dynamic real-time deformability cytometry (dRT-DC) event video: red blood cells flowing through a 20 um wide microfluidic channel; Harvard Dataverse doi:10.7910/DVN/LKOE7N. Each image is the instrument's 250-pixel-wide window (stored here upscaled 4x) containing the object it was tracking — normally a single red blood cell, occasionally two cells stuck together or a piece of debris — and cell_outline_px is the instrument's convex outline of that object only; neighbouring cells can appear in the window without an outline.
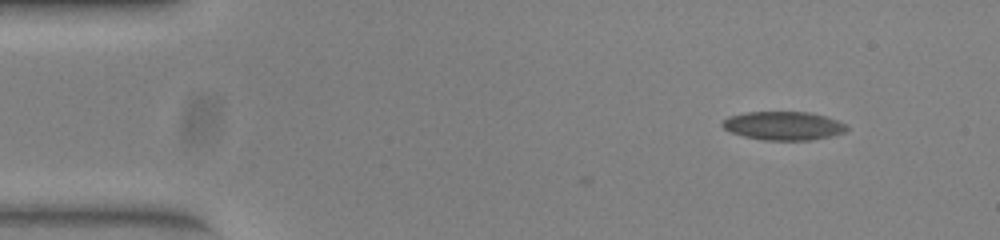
{"species": "common noctule bat (a hibernating species)", "species_latin": "Nyctalus noctula", "temperature_condition": "warm", "stored_images_in_passage": 3, "camera_frame_rate_fps": 3000, "um_per_image_px": 0.085, "animal": {"sex": "female", "body_mass_g": 23.0, "forearm_length_mm": 53.4}, "frame": {"image": 1, "passage_image": 1, "time_ms": 0.0, "image_size_px": [1000, 240], "cell_outline_px": [[848, 128], [844, 132], [812, 140], [764, 140], [744, 136], [732, 132], [724, 128], [720, 124], [728, 116], [748, 112], [808, 112], [824, 116], [836, 120], [844, 124]], "centroid_in_image_um": [66.56, 10.69], "position_along_channel_um": 18.4, "area_um2": 20.4}}